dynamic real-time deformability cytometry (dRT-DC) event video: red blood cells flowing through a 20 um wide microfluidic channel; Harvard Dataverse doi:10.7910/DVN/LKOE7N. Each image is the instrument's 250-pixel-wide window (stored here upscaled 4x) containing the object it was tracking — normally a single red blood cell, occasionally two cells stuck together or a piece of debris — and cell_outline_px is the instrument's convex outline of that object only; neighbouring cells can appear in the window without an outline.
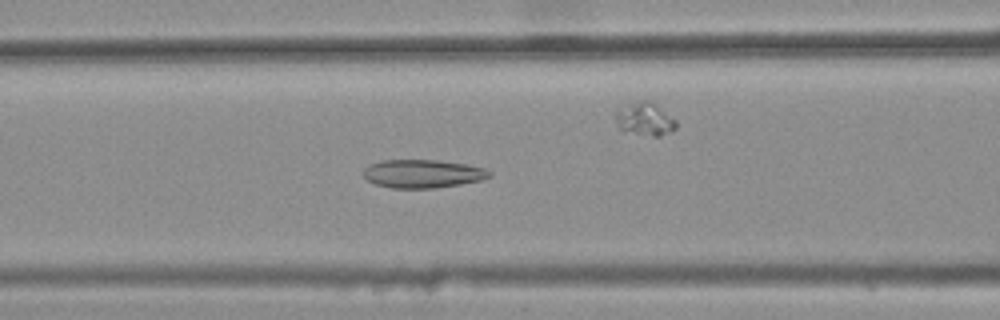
{"species": "common noctule bat (a hibernating species)", "species_latin": "Nyctalus noctula", "temperature_condition": "warm", "stored_images_in_passage": 33, "camera_frame_rate_fps": 3000, "um_per_image_px": 0.085, "animal": {"sex": "female", "body_mass_g": 25.1}, "frame": {"image": 1, "passage_image": 9, "time_ms": 2.667, "image_size_px": [1000, 320], "cell_outline_px": [[492, 176], [484, 180], [460, 184], [432, 188], [392, 188], [376, 184], [368, 180], [364, 176], [364, 168], [368, 164], [384, 160], [436, 160], [464, 164], [484, 168], [492, 172]], "centroid_in_image_um": [35.95, 14.76], "position_along_channel_um": 130.7, "area_um2": 20.75}}
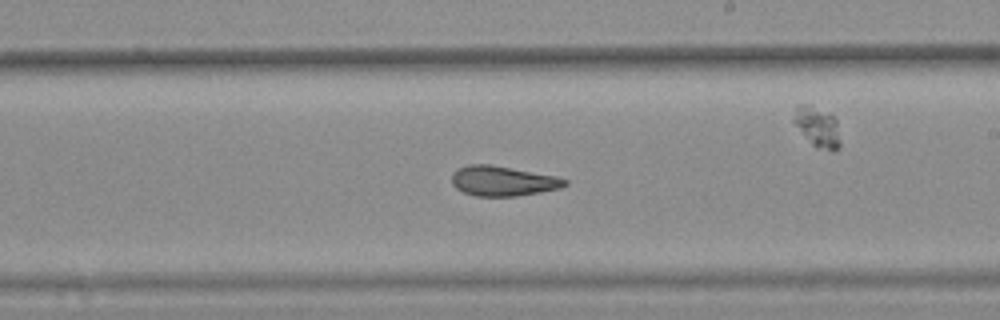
{"frame": {"image": 2, "passage_image": 18, "time_ms": 5.667, "image_size_px": [1000, 320], "cell_outline_px": [[568, 184], [560, 188], [540, 192], [516, 196], [476, 196], [464, 192], [456, 188], [452, 184], [452, 172], [456, 168], [468, 164], [492, 164], [552, 176], [568, 180]], "centroid_in_image_um": [42.68, 15.38], "position_along_channel_um": 246.3, "area_um2": 19.65}}
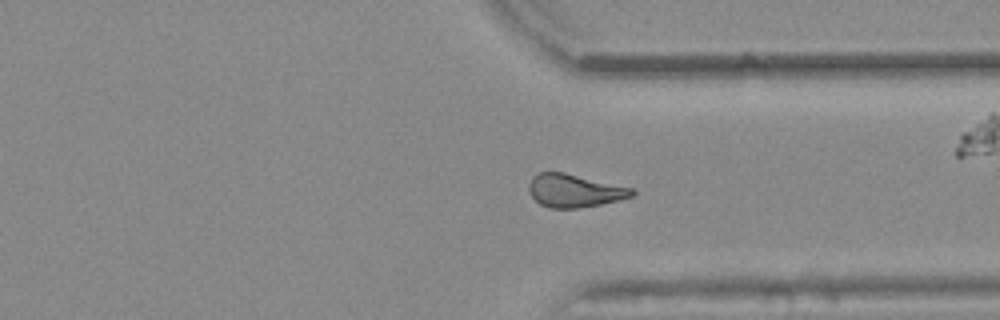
{"frame": {"image": 3, "passage_image": 27, "time_ms": 8.667, "image_size_px": [1000, 320], "cell_outline_px": [[636, 192], [632, 196], [620, 200], [600, 204], [576, 208], [548, 208], [540, 204], [532, 196], [528, 188], [528, 184], [532, 176], [540, 172], [564, 172], [636, 188]], "centroid_in_image_um": [48.85, 16.2], "position_along_channel_um": 362.5, "area_um2": 20.06}, "authors_computed_cell_mechanics": {"area_um2": 19.9988, "velocity_mm_per_s": 3.865, "shape_relaxation_time_tau1_ms": null, "shape_relaxation_time_tau2_ms": 2.33, "deformation_change_tau1": null, "deformation_change_tau2": 0.0971}}